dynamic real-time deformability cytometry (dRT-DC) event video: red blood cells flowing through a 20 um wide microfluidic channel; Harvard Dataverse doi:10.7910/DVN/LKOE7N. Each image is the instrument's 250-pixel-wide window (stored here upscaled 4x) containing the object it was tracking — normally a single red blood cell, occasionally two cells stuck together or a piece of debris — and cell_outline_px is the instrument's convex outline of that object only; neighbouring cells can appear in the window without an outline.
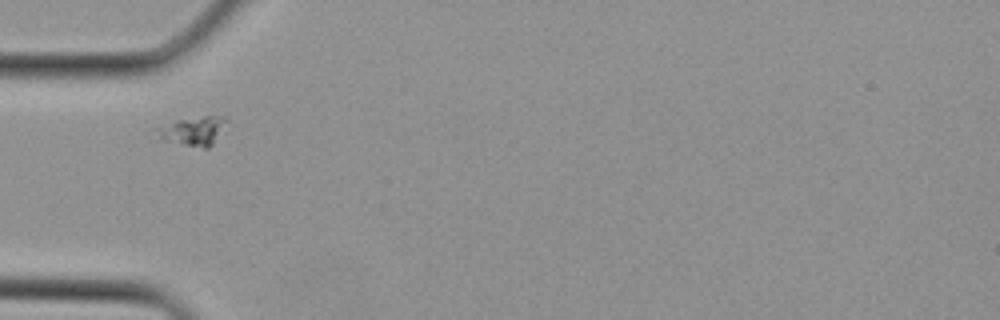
{"species": "Egyptian fruit bat (a non-hibernating species)", "species_latin": "Rousettus aegyptiacus", "temperature_condition": "cold", "stored_images_in_passage": 2, "camera_frame_rate_fps": 3000, "um_per_image_px": 0.085, "animal": {"sex": "female"}, "frame": {"image": 1, "passage_image": 2, "time_ms": 0.333, "image_size_px": [1000, 320], "cell_outline_px": [[228, 120], [212, 144], [208, 148], [204, 148], [156, 140], [152, 128], [176, 120], [204, 116], [224, 116]], "centroid_in_image_um": [16.28, 11.14], "position_along_channel_um": 68.7, "area_um2": 12.02}}